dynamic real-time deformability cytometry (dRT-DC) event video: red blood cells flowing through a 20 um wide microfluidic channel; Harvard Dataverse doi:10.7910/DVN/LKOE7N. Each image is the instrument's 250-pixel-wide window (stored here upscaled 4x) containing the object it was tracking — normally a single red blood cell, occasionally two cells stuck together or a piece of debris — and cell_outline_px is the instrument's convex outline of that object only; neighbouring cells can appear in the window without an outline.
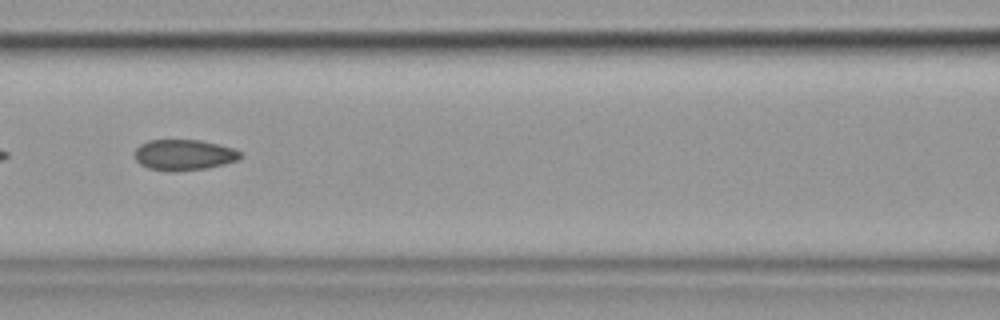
{"species": "common noctule bat (a hibernating species)", "species_latin": "Nyctalus noctula", "temperature_condition": "cold", "stored_images_in_passage": 41, "segment_of_instrument_passage": [2, 2], "camera_frame_rate_fps": 3000, "um_per_image_px": 0.085, "animal": {"sex": "female", "body_mass_g": 19.9}, "frame": {"image": 1, "passage_image": 25, "time_ms": 8.0, "image_size_px": [1000, 320], "cell_outline_px": [[244, 156], [236, 160], [224, 164], [208, 168], [176, 172], [168, 172], [148, 168], [140, 164], [136, 160], [132, 152], [140, 144], [148, 140], [200, 140], [232, 148], [240, 152]], "centroid_in_image_um": [15.58, 13.18], "position_along_channel_um": 151.0, "area_um2": 19.19}}